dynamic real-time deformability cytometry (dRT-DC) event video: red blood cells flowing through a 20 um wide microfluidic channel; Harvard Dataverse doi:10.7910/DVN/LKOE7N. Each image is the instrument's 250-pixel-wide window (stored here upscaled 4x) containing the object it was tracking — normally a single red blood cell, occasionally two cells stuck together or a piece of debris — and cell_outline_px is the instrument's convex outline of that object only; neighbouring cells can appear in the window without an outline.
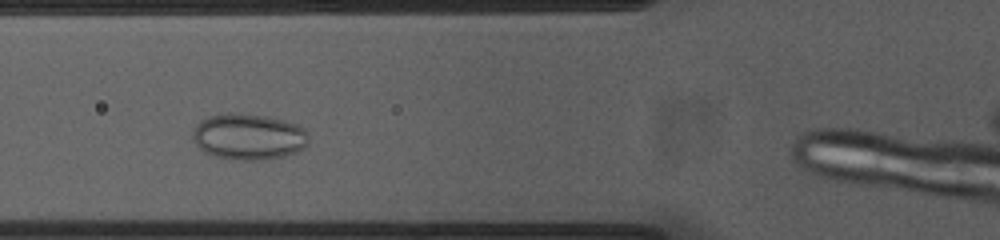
{"species": "common noctule bat (a hibernating species)", "species_latin": "Nyctalus noctula", "temperature_condition": "cold", "stored_images_in_passage": 26, "camera_frame_rate_fps": 3000, "um_per_image_px": 0.085, "animal": {"sex": "female", "body_mass_g": 23.0, "forearm_length_mm": 53.4}, "frame": {"image": 1, "passage_image": 12, "time_ms": 3.667, "image_size_px": [1000, 240], "cell_outline_px": [[308, 144], [304, 148], [296, 152], [284, 156], [264, 160], [236, 160], [216, 156], [204, 152], [192, 140], [192, 132], [196, 124], [200, 120], [208, 116], [228, 112], [240, 112], [268, 116], [284, 120], [296, 124], [304, 128], [308, 132]], "centroid_in_image_um": [21.12, 11.6], "position_along_channel_um": 104.7, "area_um2": 31.73}}